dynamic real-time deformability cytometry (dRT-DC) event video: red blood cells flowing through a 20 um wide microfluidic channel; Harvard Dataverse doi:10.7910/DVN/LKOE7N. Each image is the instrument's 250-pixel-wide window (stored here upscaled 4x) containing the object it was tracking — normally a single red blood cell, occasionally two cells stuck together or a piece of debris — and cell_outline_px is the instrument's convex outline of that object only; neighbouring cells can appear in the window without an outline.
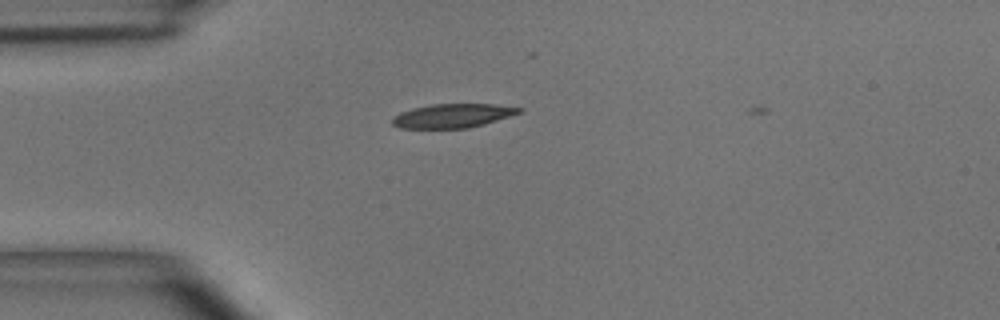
{"species": "common noctule bat (a hibernating species)", "species_latin": "Nyctalus noctula", "temperature_condition": "room temperature", "stored_images_in_passage": 2, "camera_frame_rate_fps": 3000, "um_per_image_px": 0.085, "animal": {"sex": "male", "body_mass_g": 15.6}, "frame": {"image": 1, "passage_image": 1, "time_ms": 0.0, "image_size_px": [1000, 320], "cell_outline_px": [[524, 108], [520, 112], [484, 124], [468, 128], [400, 128], [392, 124], [392, 116], [400, 112], [412, 108], [432, 104], [496, 104]], "centroid_in_image_um": [38.43, 9.83], "position_along_channel_um": 46.6, "area_um2": 17.63}}